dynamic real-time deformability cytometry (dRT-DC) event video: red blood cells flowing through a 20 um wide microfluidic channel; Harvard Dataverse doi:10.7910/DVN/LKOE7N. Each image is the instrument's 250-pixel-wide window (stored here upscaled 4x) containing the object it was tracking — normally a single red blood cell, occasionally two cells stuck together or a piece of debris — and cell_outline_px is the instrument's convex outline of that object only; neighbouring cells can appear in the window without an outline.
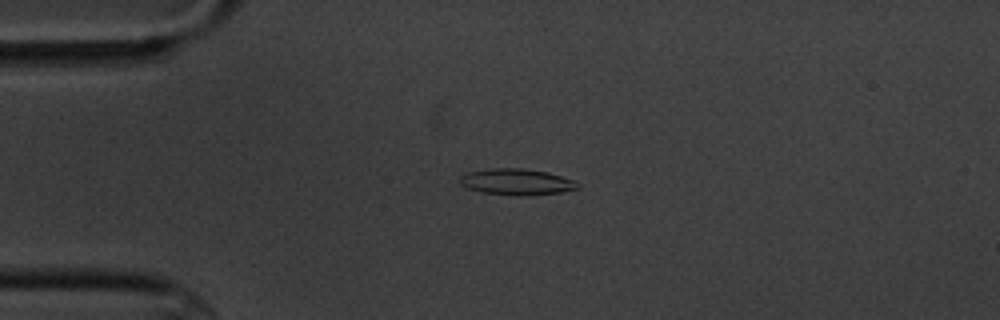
{"species": "common noctule bat (a hibernating species)", "species_latin": "Nyctalus noctula", "temperature_condition": "cold", "stored_images_in_passage": 4, "camera_frame_rate_fps": 3000, "um_per_image_px": 0.085, "animal": {"sex": "male", "body_mass_g": 20.1, "forearm_length_mm": 53.5}, "frame": {"image": 1, "passage_image": 3, "time_ms": 2.333, "image_size_px": [1000, 320], "cell_outline_px": [[580, 188], [560, 192], [520, 196], [484, 192], [468, 188], [460, 184], [460, 176], [468, 172], [492, 168], [524, 168], [548, 172], [576, 180], [580, 184]], "centroid_in_image_um": [43.96, 15.45], "position_along_channel_um": 41.0, "area_um2": 17.98}}